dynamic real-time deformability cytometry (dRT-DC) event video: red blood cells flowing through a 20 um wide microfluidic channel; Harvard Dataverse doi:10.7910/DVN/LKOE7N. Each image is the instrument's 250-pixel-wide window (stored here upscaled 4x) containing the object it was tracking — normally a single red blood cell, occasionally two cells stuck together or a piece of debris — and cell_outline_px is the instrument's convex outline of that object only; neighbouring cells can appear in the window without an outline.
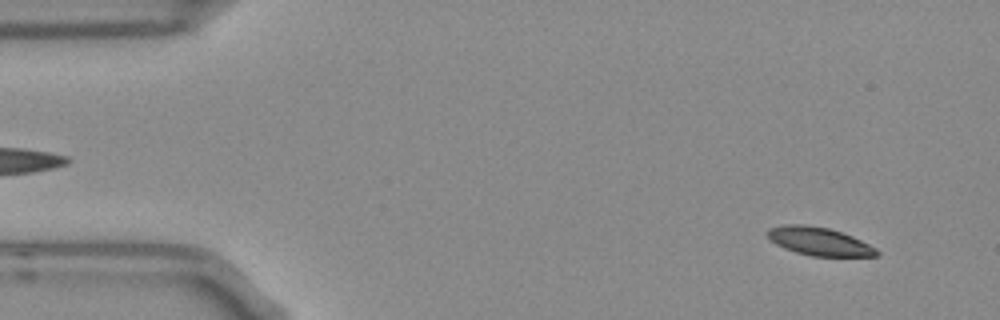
{"species": "Egyptian fruit bat (a non-hibernating species)", "species_latin": "Rousettus aegyptiacus", "temperature_condition": "room temperature", "stored_images_in_passage": 55, "segment_of_instrument_passage": [1, 2], "camera_frame_rate_fps": 3000, "um_per_image_px": 0.085, "frame": {"image": 1, "passage_image": 4, "time_ms": 1.0, "image_size_px": [1000, 320], "cell_outline_px": [[880, 256], [812, 256], [796, 252], [784, 248], [776, 244], [764, 232], [768, 228], [784, 224], [804, 224], [828, 228], [852, 236], [876, 248], [880, 252]], "centroid_in_image_um": [69.61, 20.51], "position_along_channel_um": 15.4, "area_um2": 17.92}}
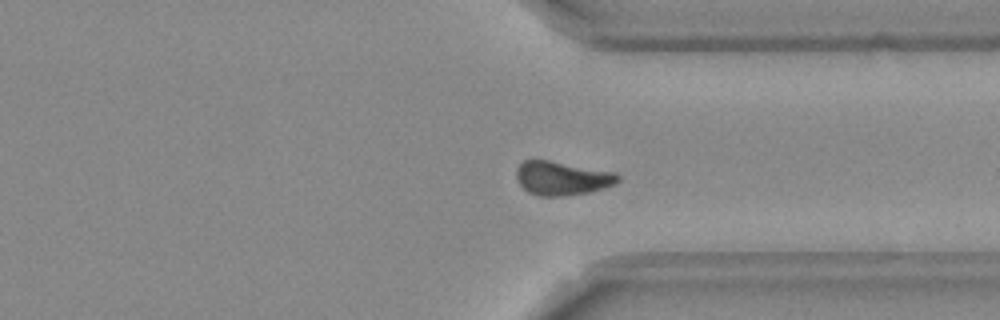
{"frame": {"image": 2, "passage_image": 40, "time_ms": 13.0, "image_size_px": [1000, 320], "cell_outline_px": [[620, 180], [616, 184], [604, 188], [588, 192], [564, 196], [540, 196], [528, 192], [520, 184], [516, 176], [516, 168], [524, 160], [548, 160], [616, 172], [620, 176]], "centroid_in_image_um": [47.79, 15.15], "position_along_channel_um": 363.6, "area_um2": 20.06}}
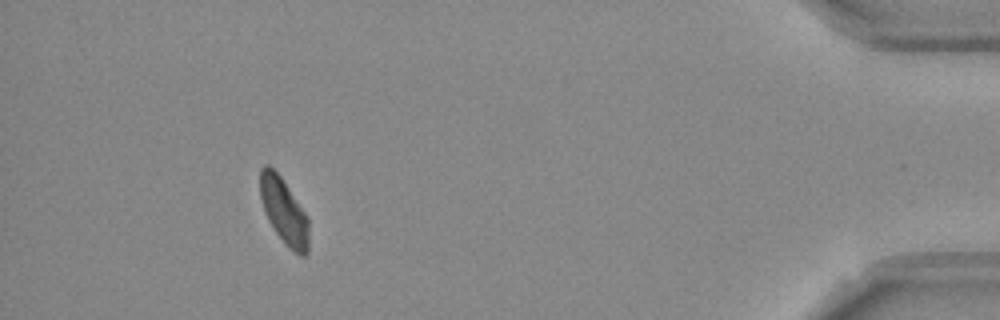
{"frame": {"image": 3, "passage_image": 49, "time_ms": 16.0, "image_size_px": [1000, 320], "cell_outline_px": [[308, 252], [304, 256], [300, 256], [292, 252], [284, 244], [268, 220], [264, 212], [260, 196], [260, 168], [264, 164], [268, 164], [280, 176], [308, 216]], "centroid_in_image_um": [24.13, 17.97], "position_along_channel_um": 411.1, "area_um2": 18.79}}